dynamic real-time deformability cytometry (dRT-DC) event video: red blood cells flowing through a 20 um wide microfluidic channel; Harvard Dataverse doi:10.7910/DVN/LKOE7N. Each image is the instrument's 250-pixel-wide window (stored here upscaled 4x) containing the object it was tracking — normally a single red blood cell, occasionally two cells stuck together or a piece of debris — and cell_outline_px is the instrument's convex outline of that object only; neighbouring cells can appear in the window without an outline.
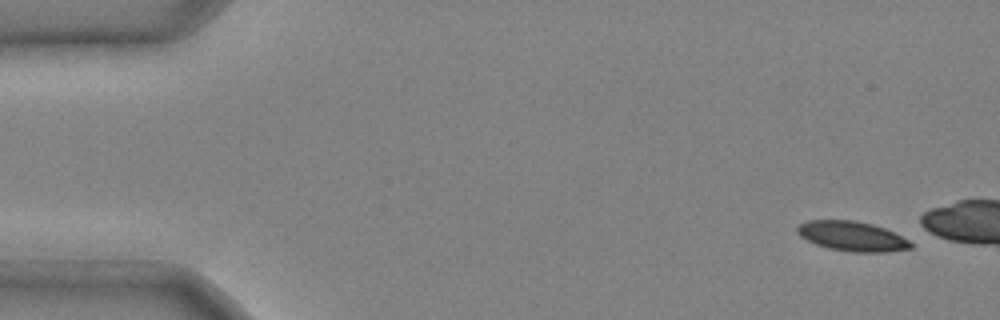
{"species": "common noctule bat (a hibernating species)", "species_latin": "Nyctalus noctula", "temperature_condition": "cold", "stored_images_in_passage": 4, "segment_of_instrument_passage": [2, 2], "camera_frame_rate_fps": 3000, "um_per_image_px": 0.085, "animal": {"sex": "male", "body_mass_g": 20.4}, "frame": {"image": 1, "passage_image": 4, "time_ms": 1.0, "image_size_px": [1000, 320], "cell_outline_px": [[912, 248], [888, 252], [852, 252], [828, 248], [816, 244], [800, 236], [796, 232], [796, 228], [800, 224], [808, 220], [852, 220], [872, 224], [884, 228], [908, 240], [912, 244]], "centroid_in_image_um": [72.41, 20.08], "position_along_channel_um": 12.6, "area_um2": 19.54}}